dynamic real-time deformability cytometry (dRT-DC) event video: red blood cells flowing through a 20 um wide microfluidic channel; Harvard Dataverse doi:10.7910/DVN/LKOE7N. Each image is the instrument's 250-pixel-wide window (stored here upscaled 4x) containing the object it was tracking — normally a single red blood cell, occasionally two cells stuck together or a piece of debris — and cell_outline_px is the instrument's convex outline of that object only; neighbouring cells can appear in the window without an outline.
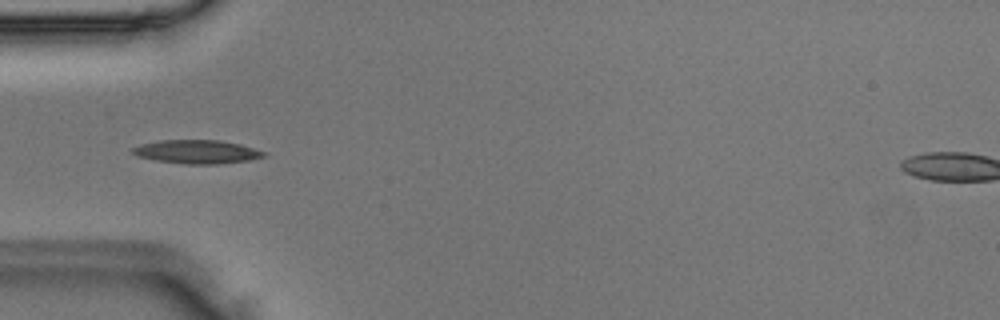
{"species": "Egyptian fruit bat (a non-hibernating species)", "species_latin": "Rousettus aegyptiacus", "temperature_condition": "room temperature", "stored_images_in_passage": 47, "camera_frame_rate_fps": 3000, "um_per_image_px": 0.085, "animal": {"sex": "male"}, "frame": {"image": 1, "passage_image": 14, "time_ms": 4.333, "image_size_px": [1000, 320], "cell_outline_px": [[264, 156], [248, 160], [216, 164], [184, 164], [156, 160], [136, 156], [132, 152], [132, 148], [140, 144], [160, 140], [220, 140], [240, 144], [264, 152]], "centroid_in_image_um": [16.67, 12.9], "position_along_channel_um": 68.3, "area_um2": 17.86}}
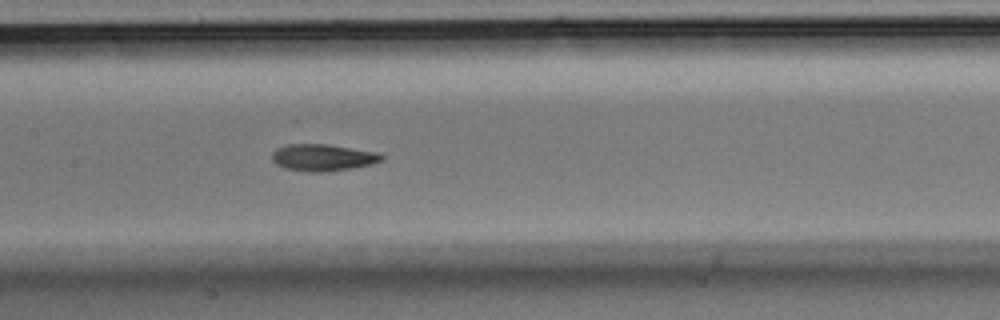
{"frame": {"image": 2, "passage_image": 22, "time_ms": 7.0, "image_size_px": [1000, 320], "cell_outline_px": [[384, 160], [372, 164], [352, 168], [320, 172], [308, 172], [284, 168], [276, 164], [272, 160], [272, 152], [276, 148], [288, 144], [328, 144], [376, 152], [384, 156]], "centroid_in_image_um": [27.42, 13.39], "position_along_channel_um": 180.0, "area_um2": 17.17}}
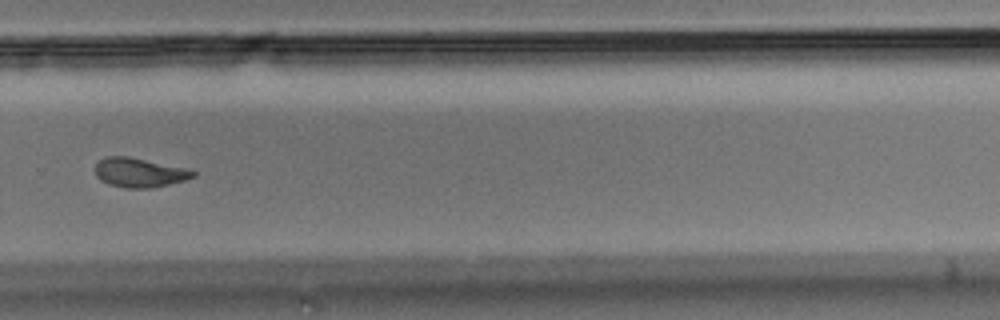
{"frame": {"image": 3, "passage_image": 32, "time_ms": 10.333, "image_size_px": [1000, 320], "cell_outline_px": [[196, 176], [184, 180], [152, 188], [124, 188], [108, 184], [100, 180], [96, 176], [96, 164], [104, 156], [128, 156], [188, 168], [196, 172]], "centroid_in_image_um": [11.85, 14.66], "position_along_channel_um": 318.0, "area_um2": 16.82}}